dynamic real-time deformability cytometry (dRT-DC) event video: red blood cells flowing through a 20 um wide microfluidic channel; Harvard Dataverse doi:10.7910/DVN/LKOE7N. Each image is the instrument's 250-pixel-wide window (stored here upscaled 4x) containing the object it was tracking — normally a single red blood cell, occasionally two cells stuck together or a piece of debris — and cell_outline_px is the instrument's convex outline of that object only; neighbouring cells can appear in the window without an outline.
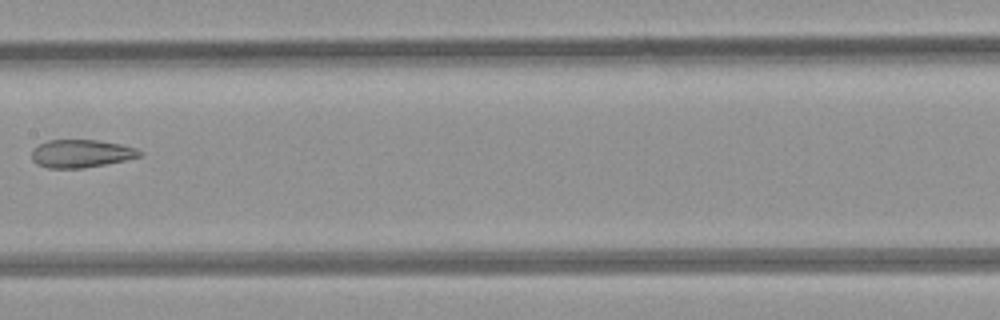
{"species": "common noctule bat (a hibernating species)", "species_latin": "Nyctalus noctula", "temperature_condition": "room temperature", "stored_images_in_passage": 6, "camera_frame_rate_fps": 3000, "um_per_image_px": 0.085, "animal": {"sex": "female", "body_mass_g": 21.9}, "frame": {"image": 1, "passage_image": 5, "time_ms": 4.667, "image_size_px": [1000, 320], "cell_outline_px": [[144, 156], [84, 168], [48, 168], [36, 164], [32, 160], [32, 148], [48, 140], [96, 140], [120, 144], [136, 148]], "centroid_in_image_um": [6.87, 13.05], "position_along_channel_um": 200.5, "area_um2": 17.51}}
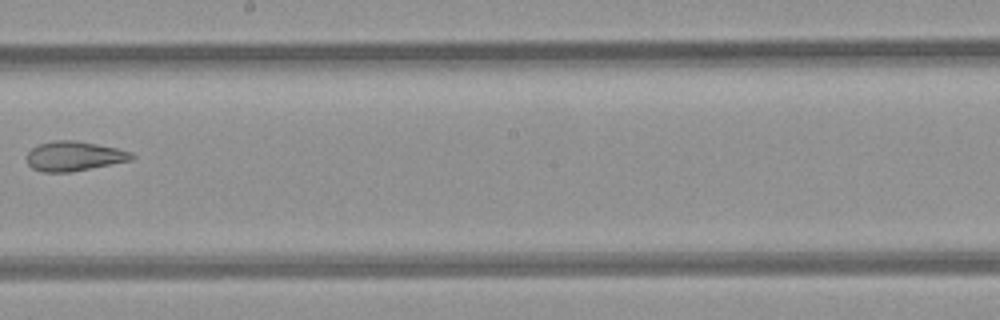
{"frame": {"image": 2, "passage_image": 6, "time_ms": 5.667, "image_size_px": [1000, 320], "cell_outline_px": [[136, 156], [132, 160], [72, 172], [40, 172], [32, 168], [28, 164], [28, 152], [32, 148], [40, 144], [52, 140], [76, 140], [116, 148], [132, 152]], "centroid_in_image_um": [6.31, 13.27], "position_along_channel_um": 241.9, "area_um2": 18.15}}